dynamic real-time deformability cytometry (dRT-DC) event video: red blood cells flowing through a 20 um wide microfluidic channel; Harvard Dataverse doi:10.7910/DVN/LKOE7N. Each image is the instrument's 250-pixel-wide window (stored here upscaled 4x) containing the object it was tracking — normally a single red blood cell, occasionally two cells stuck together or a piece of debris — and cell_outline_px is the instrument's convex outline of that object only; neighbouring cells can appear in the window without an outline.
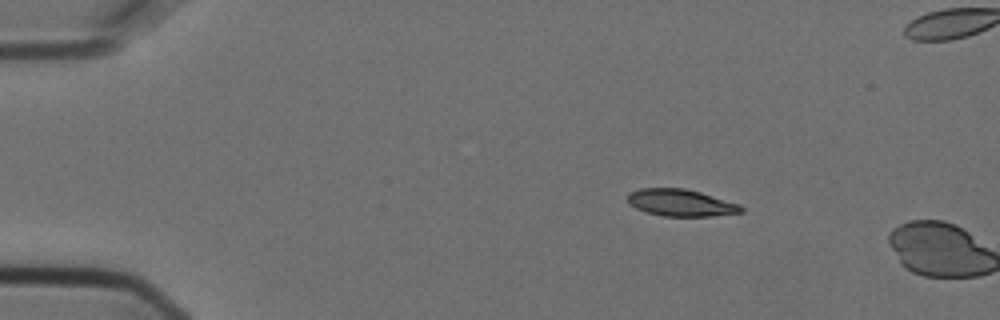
{"species": "Egyptian fruit bat (a non-hibernating species)", "species_latin": "Rousettus aegyptiacus", "temperature_condition": "cold", "stored_images_in_passage": 2, "camera_frame_rate_fps": 3000, "um_per_image_px": 0.085, "animal": {"sex": "female"}, "frame": {"image": 1, "passage_image": 1, "time_ms": 0.0, "image_size_px": [1000, 320], "cell_outline_px": [[744, 212], [712, 216], [664, 216], [648, 212], [636, 208], [628, 204], [628, 192], [640, 188], [684, 188], [700, 192], [740, 204], [744, 208]], "centroid_in_image_um": [57.88, 17.23], "position_along_channel_um": 27.1, "area_um2": 17.86}}